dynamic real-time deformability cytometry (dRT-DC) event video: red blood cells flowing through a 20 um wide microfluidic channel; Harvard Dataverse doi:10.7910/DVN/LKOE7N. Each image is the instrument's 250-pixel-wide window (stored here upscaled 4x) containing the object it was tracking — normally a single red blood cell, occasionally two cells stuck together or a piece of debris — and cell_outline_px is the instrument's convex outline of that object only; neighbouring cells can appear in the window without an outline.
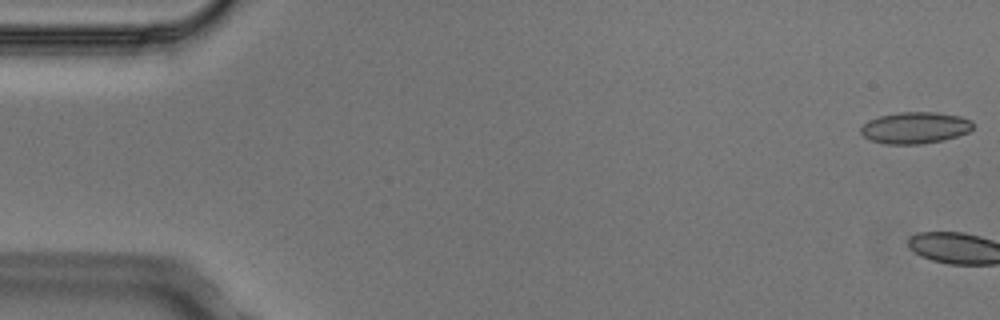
{"species": "Egyptian fruit bat (a non-hibernating species)", "species_latin": "Rousettus aegyptiacus", "temperature_condition": "cold", "stored_images_in_passage": 8, "camera_frame_rate_fps": 3000, "um_per_image_px": 0.085, "animal": {"sex": "male"}, "frame": {"image": 1, "passage_image": 1, "time_ms": 0.0, "image_size_px": [1000, 320], "cell_outline_px": [[972, 128], [968, 132], [944, 140], [920, 144], [884, 144], [872, 140], [864, 136], [860, 132], [860, 128], [868, 120], [880, 116], [900, 112], [936, 112], [960, 116], [972, 120]], "centroid_in_image_um": [77.78, 10.86], "position_along_channel_um": 7.2, "area_um2": 20.58}}
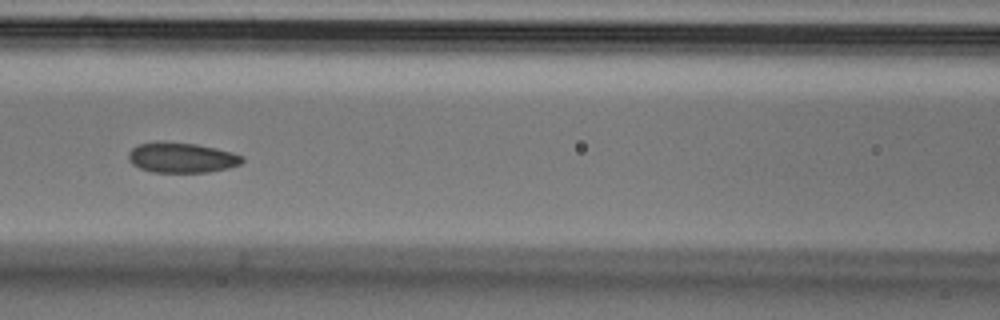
{"frame": {"image": 2, "passage_image": 7, "time_ms": 2.0, "image_size_px": [1000, 320], "cell_outline_px": [[244, 160], [240, 164], [228, 168], [208, 172], [152, 172], [140, 168], [132, 164], [128, 160], [128, 152], [132, 148], [140, 144], [160, 140], [196, 144], [216, 148], [232, 152], [244, 156]], "centroid_in_image_um": [15.43, 13.39], "position_along_channel_um": 151.2, "area_um2": 20.23}}
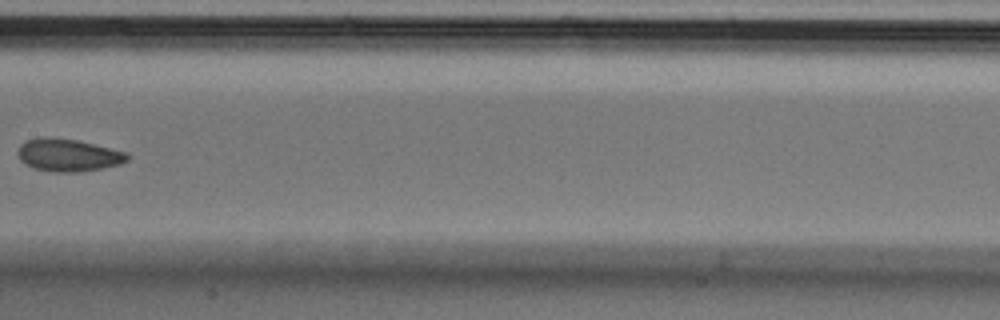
{"frame": {"image": 3, "passage_image": 8, "time_ms": 2.333, "image_size_px": [1000, 320], "cell_outline_px": [[128, 160], [120, 164], [100, 168], [76, 172], [52, 172], [36, 168], [24, 164], [20, 160], [16, 152], [20, 144], [24, 140], [44, 136], [80, 140], [128, 152]], "centroid_in_image_um": [5.76, 13.16], "position_along_channel_um": 201.6, "area_um2": 21.04}}